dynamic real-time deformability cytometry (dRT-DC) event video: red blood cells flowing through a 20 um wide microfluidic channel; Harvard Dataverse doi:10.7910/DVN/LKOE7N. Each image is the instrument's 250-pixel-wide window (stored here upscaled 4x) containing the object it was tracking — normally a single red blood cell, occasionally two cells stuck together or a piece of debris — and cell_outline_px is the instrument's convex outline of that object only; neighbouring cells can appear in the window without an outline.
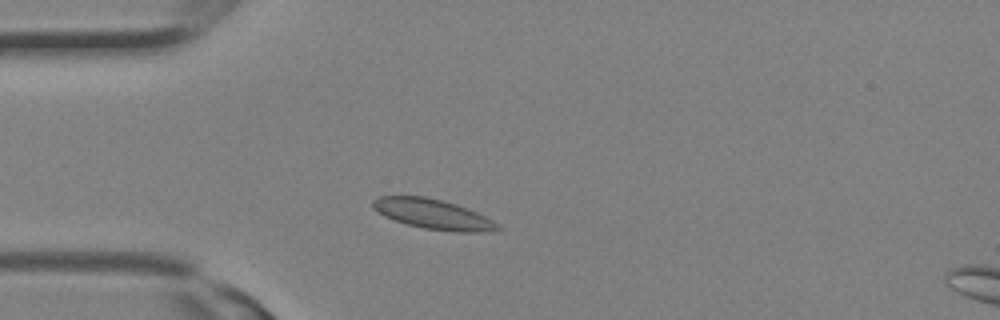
{"species": "Egyptian fruit bat (a non-hibernating species)", "species_latin": "Rousettus aegyptiacus", "temperature_condition": "room temperature", "stored_images_in_passage": 14, "camera_frame_rate_fps": 3000, "um_per_image_px": 0.085, "animal": {"sex": "female"}, "frame": {"image": 1, "passage_image": 4, "time_ms": 1.0, "image_size_px": [1000, 320], "cell_outline_px": [[504, 228], [492, 232], [452, 232], [424, 228], [408, 224], [384, 216], [372, 208], [372, 200], [380, 196], [424, 196], [456, 204], [476, 212], [492, 220]], "centroid_in_image_um": [36.83, 18.21], "position_along_channel_um": 48.2, "area_um2": 21.73}}
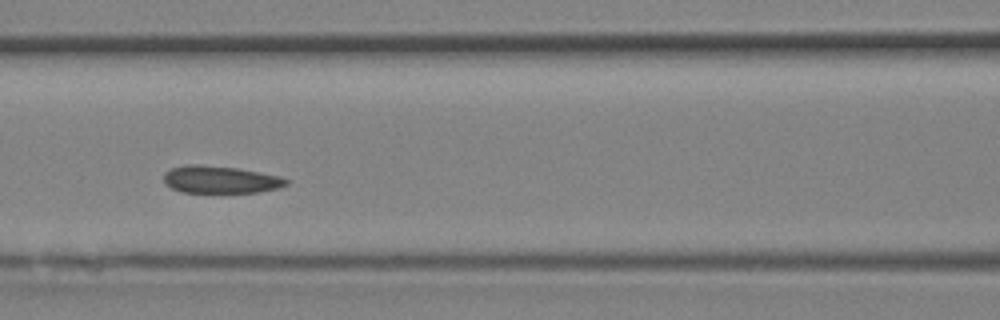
{"frame": {"image": 2, "passage_image": 9, "time_ms": 2.667, "image_size_px": [1000, 320], "cell_outline_px": [[288, 184], [280, 188], [260, 192], [180, 192], [164, 184], [164, 172], [172, 168], [192, 164], [236, 168], [280, 176], [288, 180]], "centroid_in_image_um": [18.73, 15.27], "position_along_channel_um": 147.9, "area_um2": 19.36}}
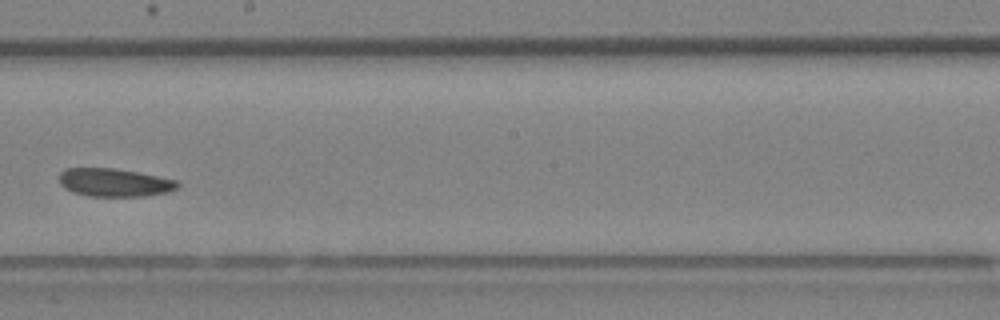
{"frame": {"image": 3, "passage_image": 13, "time_ms": 4.0, "image_size_px": [1000, 320], "cell_outline_px": [[180, 184], [176, 188], [168, 192], [144, 196], [88, 196], [72, 192], [64, 188], [60, 184], [60, 172], [64, 168], [112, 168], [136, 172], [180, 180]], "centroid_in_image_um": [9.72, 15.51], "position_along_channel_um": 238.5, "area_um2": 19.48}}